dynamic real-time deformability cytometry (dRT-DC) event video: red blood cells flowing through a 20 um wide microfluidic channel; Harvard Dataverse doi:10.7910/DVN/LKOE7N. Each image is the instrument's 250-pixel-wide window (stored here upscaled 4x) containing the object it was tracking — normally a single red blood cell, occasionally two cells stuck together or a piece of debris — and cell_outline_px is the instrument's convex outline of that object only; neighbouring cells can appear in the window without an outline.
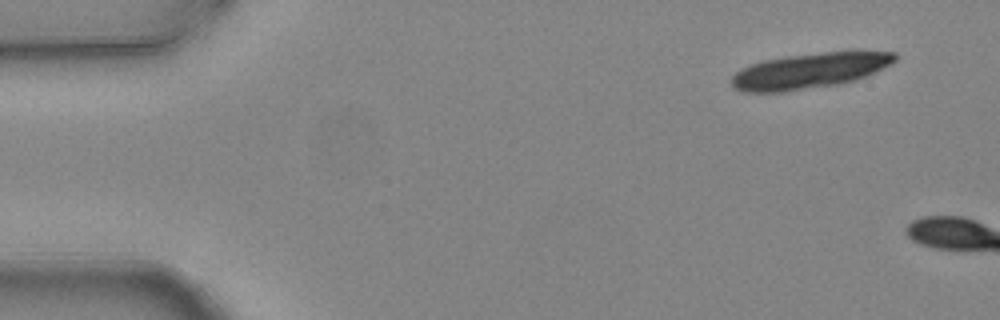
{"species": "common noctule bat (a hibernating species)", "species_latin": "Nyctalus noctula", "temperature_condition": "warm", "stored_images_in_passage": 3, "camera_frame_rate_fps": 3000, "um_per_image_px": 0.085, "animal": {"sex": "female", "body_mass_g": 24.6, "forearm_length_mm": 56.2}, "frame": {"image": 1, "passage_image": 1, "time_ms": 0.0, "image_size_px": [1000, 320], "cell_outline_px": [[896, 60], [892, 64], [868, 76], [856, 80], [840, 84], [784, 92], [740, 92], [732, 84], [732, 76], [740, 68], [764, 60], [784, 56], [824, 52], [896, 52]], "centroid_in_image_um": [68.81, 6.03], "position_along_channel_um": 16.2, "area_um2": 33.81}}